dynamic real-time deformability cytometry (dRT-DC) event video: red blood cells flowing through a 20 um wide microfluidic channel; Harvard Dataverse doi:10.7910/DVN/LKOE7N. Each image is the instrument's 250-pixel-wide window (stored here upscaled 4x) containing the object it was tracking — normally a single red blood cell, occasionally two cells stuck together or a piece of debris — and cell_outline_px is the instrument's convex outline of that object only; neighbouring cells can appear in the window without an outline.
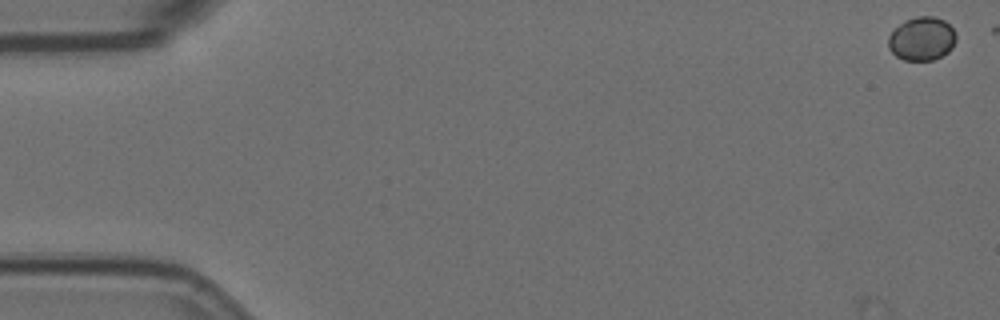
{"species": "Egyptian fruit bat (a non-hibernating species)", "species_latin": "Rousettus aegyptiacus", "temperature_condition": "room temperature", "stored_images_in_passage": 8, "camera_frame_rate_fps": 3000, "um_per_image_px": 0.085, "animal": {"sex": "female"}, "frame": {"image": 1, "passage_image": 1, "time_ms": 0.0, "image_size_px": [1000, 320], "cell_outline_px": [[956, 40], [952, 48], [948, 52], [932, 60], [904, 60], [896, 56], [888, 48], [888, 36], [904, 20], [916, 16], [936, 16], [944, 20], [956, 32]], "centroid_in_image_um": [78.36, 3.28], "position_along_channel_um": 6.6, "area_um2": 17.28}}